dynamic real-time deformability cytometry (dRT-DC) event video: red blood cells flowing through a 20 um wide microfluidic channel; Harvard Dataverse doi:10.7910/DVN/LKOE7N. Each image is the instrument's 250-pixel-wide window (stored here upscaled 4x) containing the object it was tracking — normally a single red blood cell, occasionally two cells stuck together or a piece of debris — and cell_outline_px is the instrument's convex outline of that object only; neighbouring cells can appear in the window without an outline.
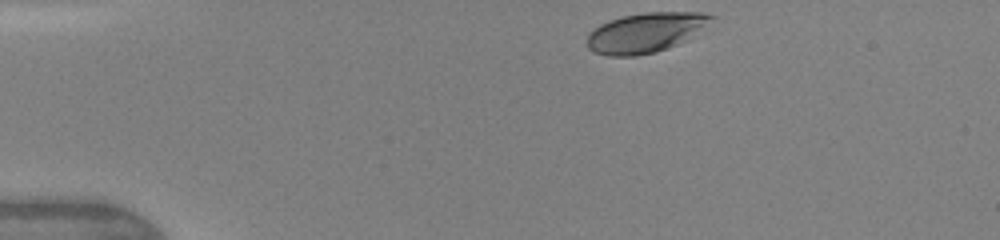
{"species": "human", "species_latin": "Homo sapiens", "temperature_condition": "warm", "stored_images_in_passage": 7, "camera_frame_rate_fps": 3000, "um_per_image_px": 0.085, "donor": {"sex": "female"}, "frame": {"image": 1, "passage_image": 1, "time_ms": 0.0, "image_size_px": [1000, 240], "cell_outline_px": [[716, 16], [684, 40], [668, 48], [656, 52], [636, 56], [608, 56], [596, 52], [588, 48], [588, 32], [600, 24], [608, 20], [620, 16], [644, 12], [704, 12]], "centroid_in_image_um": [54.8, 2.76], "position_along_channel_um": 30.2, "area_um2": 28.5}}
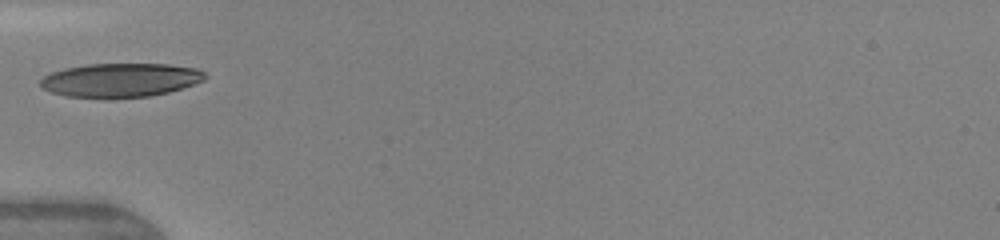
{"frame": {"image": 2, "passage_image": 4, "time_ms": 2.667, "image_size_px": [1000, 240], "cell_outline_px": [[208, 76], [204, 80], [168, 92], [148, 96], [108, 100], [64, 96], [40, 88], [40, 80], [44, 76], [52, 72], [64, 68], [88, 64], [168, 64], [196, 68], [204, 72]], "centroid_in_image_um": [10.19, 6.83], "position_along_channel_um": 74.8, "area_um2": 33.06}}